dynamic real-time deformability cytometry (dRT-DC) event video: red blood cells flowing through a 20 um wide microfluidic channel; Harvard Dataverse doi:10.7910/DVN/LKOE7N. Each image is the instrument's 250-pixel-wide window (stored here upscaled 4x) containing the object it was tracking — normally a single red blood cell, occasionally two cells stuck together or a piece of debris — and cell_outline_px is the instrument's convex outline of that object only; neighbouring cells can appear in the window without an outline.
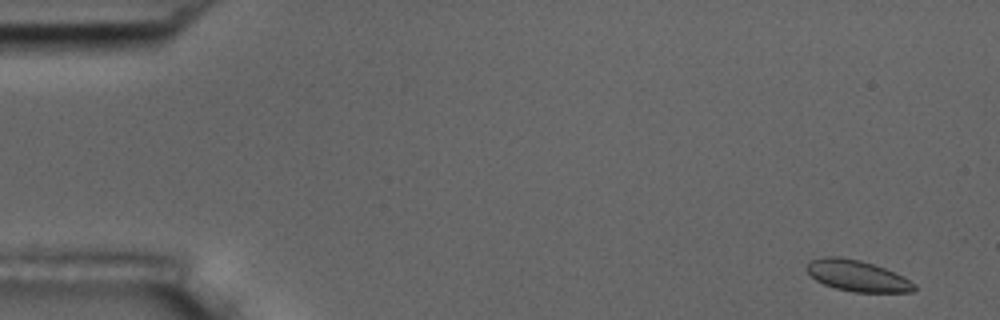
{"species": "common noctule bat (a hibernating species)", "species_latin": "Nyctalus noctula", "temperature_condition": "room temperature", "stored_images_in_passage": 54, "camera_frame_rate_fps": 3000, "um_per_image_px": 0.085, "animal": {"sex": "male", "body_mass_g": 17.5, "forearm_length_mm": 52.3}, "frame": {"image": 1, "passage_image": 2, "time_ms": 0.333, "image_size_px": [1000, 320], "cell_outline_px": [[916, 288], [912, 292], [852, 292], [836, 288], [824, 284], [816, 280], [808, 272], [808, 264], [812, 260], [824, 256], [840, 256], [860, 260], [884, 268], [916, 284]], "centroid_in_image_um": [72.86, 23.44], "position_along_channel_um": 12.1, "area_um2": 19.13}}
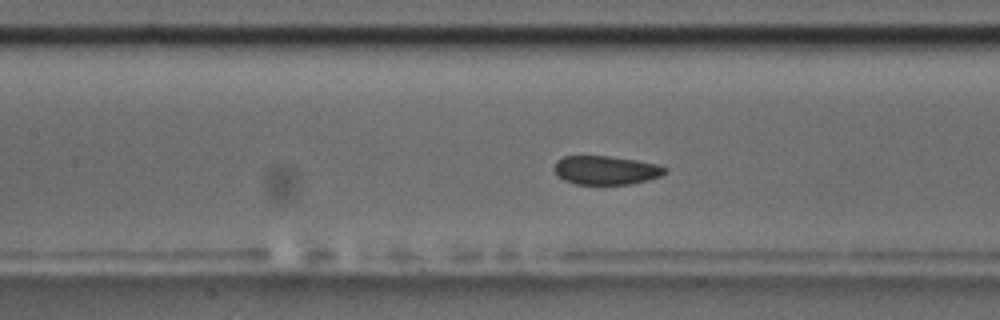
{"frame": {"image": 2, "passage_image": 24, "time_ms": 7.667, "image_size_px": [1000, 320], "cell_outline_px": [[668, 172], [660, 176], [648, 180], [628, 184], [576, 184], [564, 180], [556, 176], [556, 160], [564, 156], [608, 156], [636, 160], [656, 164], [668, 168]], "centroid_in_image_um": [51.52, 14.47], "position_along_channel_um": 155.9, "area_um2": 18.5}}
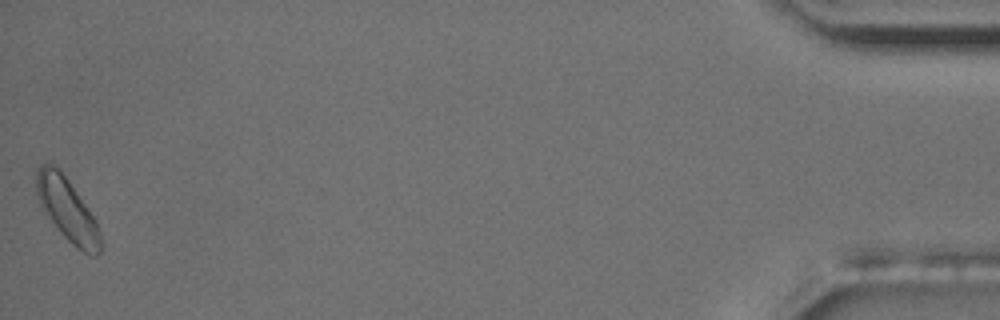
{"frame": {"image": 3, "passage_image": 54, "time_ms": 17.667, "image_size_px": [1000, 320], "cell_outline_px": [[104, 244], [100, 252], [96, 256], [92, 256], [76, 248], [60, 232], [40, 208], [36, 196], [36, 172], [40, 164], [52, 164], [68, 180], [88, 208], [96, 220]], "centroid_in_image_um": [5.73, 17.87], "position_along_channel_um": 429.5, "area_um2": 23.64}, "authors_computed_cell_mechanics": {"area_um2": 19.5075, "velocity_mm_per_s": 3.6775, "shape_relaxation_time_tau1_ms": 5.2531, "shape_relaxation_time_tau2_ms": 1.5872, "deformation_change_tau1": 0.0716, "deformation_change_tau2": 0.0373}}